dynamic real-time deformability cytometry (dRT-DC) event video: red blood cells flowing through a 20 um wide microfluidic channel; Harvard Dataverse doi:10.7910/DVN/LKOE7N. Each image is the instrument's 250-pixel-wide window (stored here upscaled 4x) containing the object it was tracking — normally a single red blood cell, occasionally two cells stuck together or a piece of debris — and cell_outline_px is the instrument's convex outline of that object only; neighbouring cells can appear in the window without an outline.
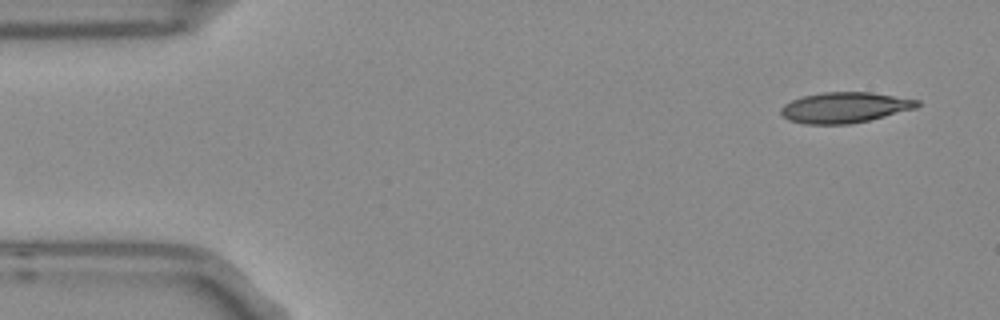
{"species": "Egyptian fruit bat (a non-hibernating species)", "species_latin": "Rousettus aegyptiacus", "temperature_condition": "room temperature", "stored_images_in_passage": 51, "camera_frame_rate_fps": 3000, "um_per_image_px": 0.085, "frame": {"image": 1, "passage_image": 1, "time_ms": 0.0, "image_size_px": [1000, 320], "cell_outline_px": [[920, 104], [916, 108], [852, 124], [804, 124], [788, 120], [780, 112], [780, 108], [784, 104], [792, 100], [804, 96], [824, 92], [872, 92], [920, 100]], "centroid_in_image_um": [71.8, 9.14], "position_along_channel_um": 13.2, "area_um2": 24.28}}
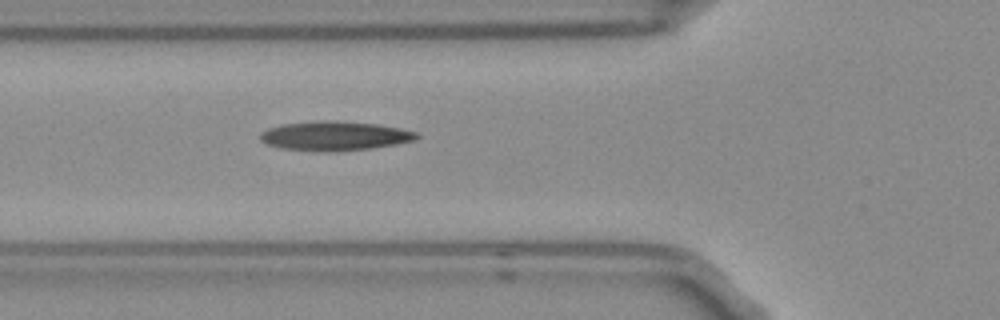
{"frame": {"image": 2, "passage_image": 16, "time_ms": 5.0, "image_size_px": [1000, 320], "cell_outline_px": [[420, 136], [412, 140], [396, 144], [372, 148], [324, 152], [284, 148], [268, 144], [260, 140], [260, 132], [268, 128], [280, 124], [316, 120], [336, 120], [376, 124], [400, 128], [416, 132]], "centroid_in_image_um": [28.41, 11.53], "position_along_channel_um": 97.4, "area_um2": 26.65}}
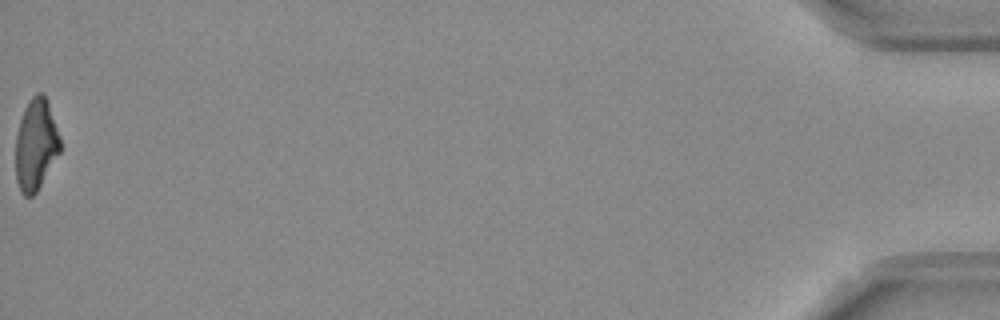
{"frame": {"image": 3, "passage_image": 51, "time_ms": 16.667, "image_size_px": [1000, 320], "cell_outline_px": [[60, 152], [36, 192], [32, 196], [24, 196], [20, 192], [16, 180], [16, 136], [20, 120], [24, 108], [28, 100], [36, 92], [44, 92], [60, 136]], "centroid_in_image_um": [3.04, 12.27], "position_along_channel_um": 432.2, "area_um2": 23.7}, "authors_computed_cell_mechanics": {"area_um2": 24.7962, "velocity_mm_per_s": 3.7827, "shape_relaxation_time_tau1_ms": null, "shape_relaxation_time_tau2_ms": 5.0998, "deformation_change_tau1": null, "deformation_change_tau2": 0.1641}}